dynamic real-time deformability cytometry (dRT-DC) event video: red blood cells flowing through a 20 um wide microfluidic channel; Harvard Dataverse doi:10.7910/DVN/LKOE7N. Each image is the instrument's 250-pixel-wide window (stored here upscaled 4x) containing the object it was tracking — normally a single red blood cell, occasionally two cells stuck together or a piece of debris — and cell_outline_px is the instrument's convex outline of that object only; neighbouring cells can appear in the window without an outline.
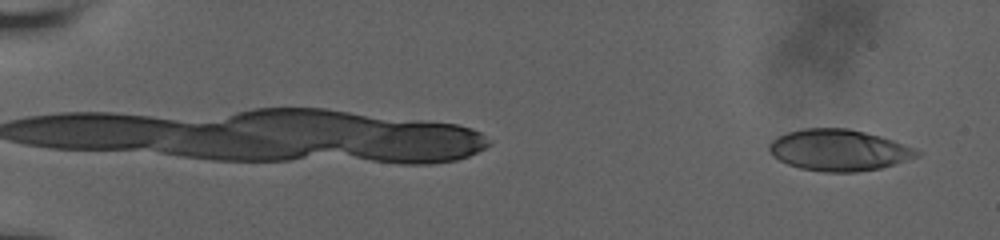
{"species": "human", "species_latin": "Homo sapiens", "temperature_condition": "room temperature", "stored_images_in_passage": 57, "camera_frame_rate_fps": 3000, "um_per_image_px": 0.085, "donor": {"sex": "male"}, "frame": {"image": 1, "passage_image": 3, "time_ms": 0.667, "image_size_px": [1000, 240], "cell_outline_px": [[920, 156], [880, 168], [856, 172], [824, 172], [800, 168], [788, 164], [772, 156], [768, 148], [768, 144], [772, 140], [788, 132], [804, 128], [848, 128], [880, 136], [892, 140], [912, 148], [920, 152]], "centroid_in_image_um": [71.27, 12.76], "position_along_channel_um": 13.7, "area_um2": 35.32}}
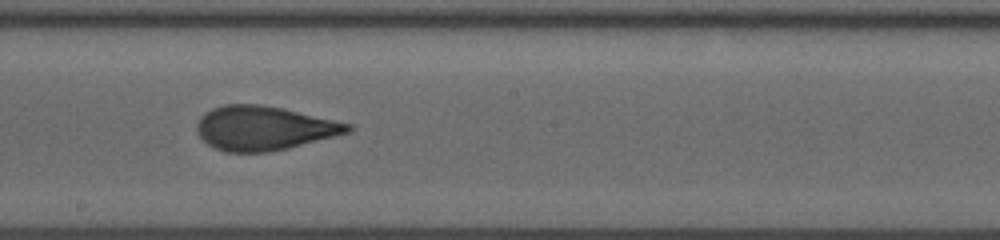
{"frame": {"image": 2, "passage_image": 34, "time_ms": 11.0, "image_size_px": [1000, 240], "cell_outline_px": [[352, 132], [288, 148], [268, 152], [224, 152], [208, 144], [196, 132], [196, 124], [200, 116], [204, 112], [212, 108], [224, 104], [260, 104], [284, 108], [352, 124]], "centroid_in_image_um": [22.43, 10.88], "position_along_channel_um": 225.8, "area_um2": 39.07}}
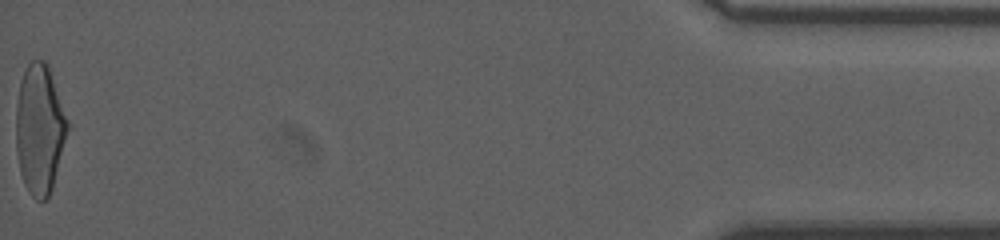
{"frame": {"image": 3, "passage_image": 57, "time_ms": 18.667, "image_size_px": [1000, 240], "cell_outline_px": [[72, 124], [52, 188], [48, 200], [36, 200], [32, 196], [24, 184], [20, 172], [16, 148], [16, 104], [20, 80], [24, 68], [32, 60], [44, 60], [48, 64]], "centroid_in_image_um": [3.41, 10.95], "position_along_channel_um": 431.8, "area_um2": 40.17}, "authors_computed_cell_mechanics": {"area_um2": 37.9746, "velocity_mm_per_s": 3.8212, "shape_relaxation_time_tau1_ms": 7.0595, "shape_relaxation_time_tau2_ms": 1.1036, "deformation_change_tau1": 0.2117, "deformation_change_tau2": 0.0919}}